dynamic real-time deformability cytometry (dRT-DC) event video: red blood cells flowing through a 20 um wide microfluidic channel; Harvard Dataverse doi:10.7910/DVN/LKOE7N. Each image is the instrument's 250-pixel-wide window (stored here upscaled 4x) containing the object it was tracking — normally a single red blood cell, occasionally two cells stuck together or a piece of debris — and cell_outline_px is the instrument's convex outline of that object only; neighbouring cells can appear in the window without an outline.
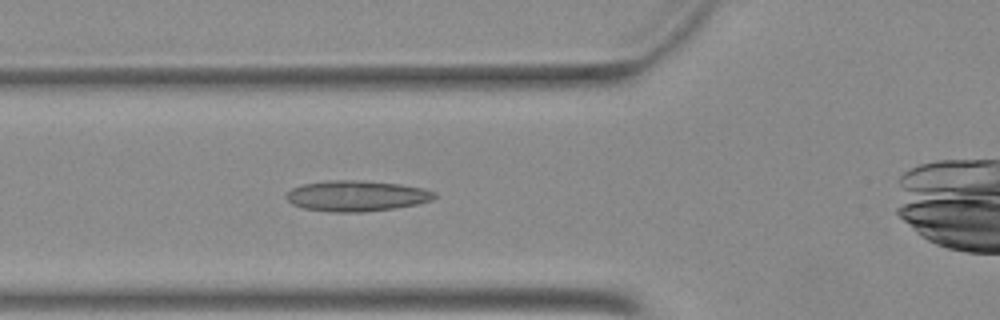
{"species": "Egyptian fruit bat (a non-hibernating species)", "species_latin": "Rousettus aegyptiacus", "temperature_condition": "warm", "stored_images_in_passage": 38, "camera_frame_rate_fps": 3000, "um_per_image_px": 0.085, "animal": {"sex": "female"}, "frame": {"image": 1, "passage_image": 9, "time_ms": 2.667, "image_size_px": [1000, 320], "cell_outline_px": [[436, 196], [432, 200], [416, 204], [392, 208], [364, 212], [332, 212], [304, 208], [292, 204], [288, 200], [288, 192], [292, 188], [304, 184], [332, 180], [348, 180], [400, 184], [424, 188], [436, 192]], "centroid_in_image_um": [30.33, 16.65], "position_along_channel_um": 95.5, "area_um2": 26.13}}
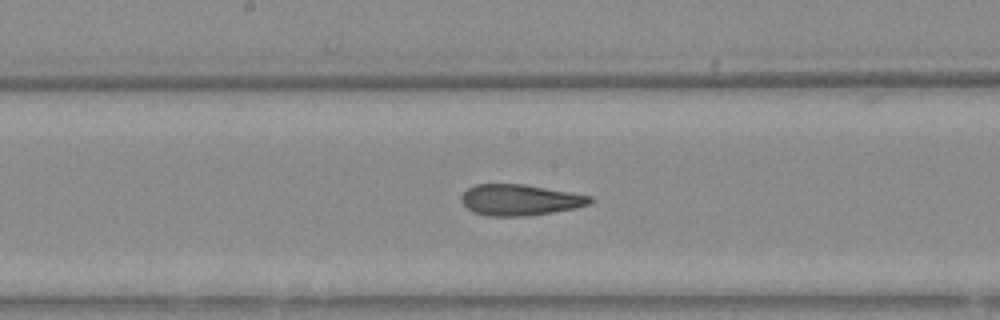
{"frame": {"image": 2, "passage_image": 17, "time_ms": 5.333, "image_size_px": [1000, 320], "cell_outline_px": [[592, 200], [588, 204], [572, 208], [552, 212], [524, 216], [488, 216], [472, 212], [460, 200], [460, 196], [468, 188], [476, 184], [524, 184], [572, 192], [592, 196]], "centroid_in_image_um": [44.15, 16.98], "position_along_channel_um": 204.0, "area_um2": 23.18}}
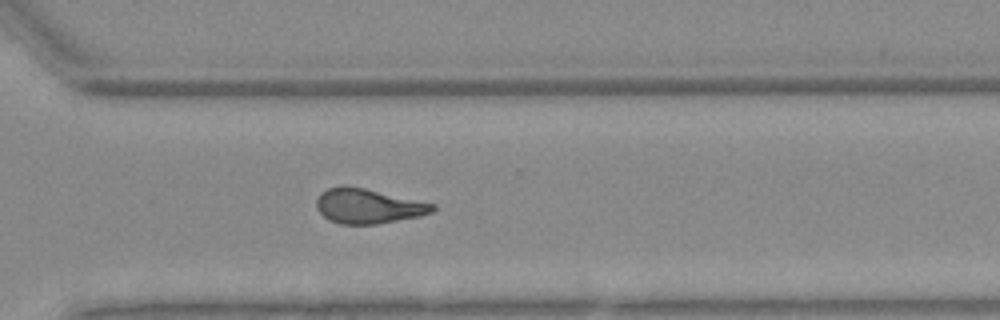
{"frame": {"image": 3, "passage_image": 27, "time_ms": 8.667, "image_size_px": [1000, 320], "cell_outline_px": [[436, 208], [432, 212], [420, 216], [376, 224], [340, 224], [328, 220], [316, 208], [316, 200], [320, 192], [328, 188], [340, 184], [348, 184], [436, 204]], "centroid_in_image_um": [31.26, 17.49], "position_along_channel_um": 339.3, "area_um2": 23.87}}